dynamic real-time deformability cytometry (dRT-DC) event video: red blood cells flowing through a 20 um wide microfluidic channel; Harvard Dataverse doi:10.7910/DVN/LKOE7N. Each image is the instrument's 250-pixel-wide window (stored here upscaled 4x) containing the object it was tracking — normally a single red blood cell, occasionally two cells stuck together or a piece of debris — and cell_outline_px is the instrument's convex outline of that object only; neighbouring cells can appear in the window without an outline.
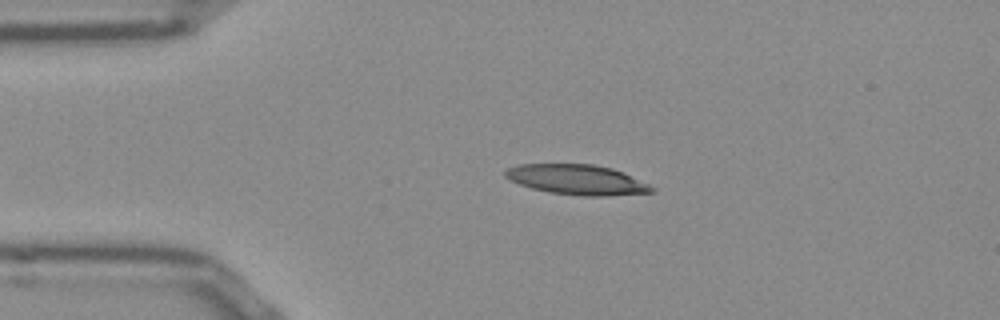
{"species": "Egyptian fruit bat (a non-hibernating species)", "species_latin": "Rousettus aegyptiacus", "temperature_condition": "room temperature", "stored_images_in_passage": 25, "camera_frame_rate_fps": 3000, "um_per_image_px": 0.085, "frame": {"image": 1, "passage_image": 1, "time_ms": 0.0, "image_size_px": [1000, 320], "cell_outline_px": [[656, 192], [604, 196], [580, 196], [548, 192], [532, 188], [508, 180], [504, 176], [504, 172], [508, 168], [520, 164], [592, 164], [612, 168], [624, 172], [656, 188]], "centroid_in_image_um": [49.06, 15.27], "position_along_channel_um": 35.9, "area_um2": 25.78}}
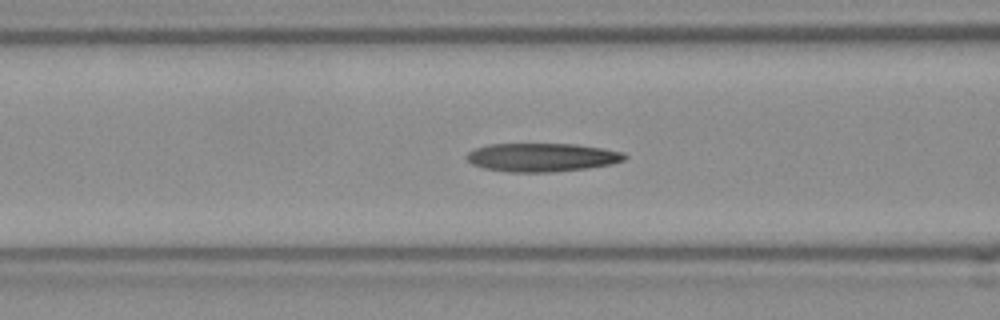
{"frame": {"image": 2, "passage_image": 10, "time_ms": 3.0, "image_size_px": [1000, 320], "cell_outline_px": [[628, 156], [624, 160], [612, 164], [588, 168], [552, 172], [508, 172], [484, 168], [472, 164], [464, 156], [468, 152], [476, 148], [488, 144], [576, 144], [624, 152]], "centroid_in_image_um": [46.06, 13.37], "position_along_channel_um": 120.5, "area_um2": 26.3}}
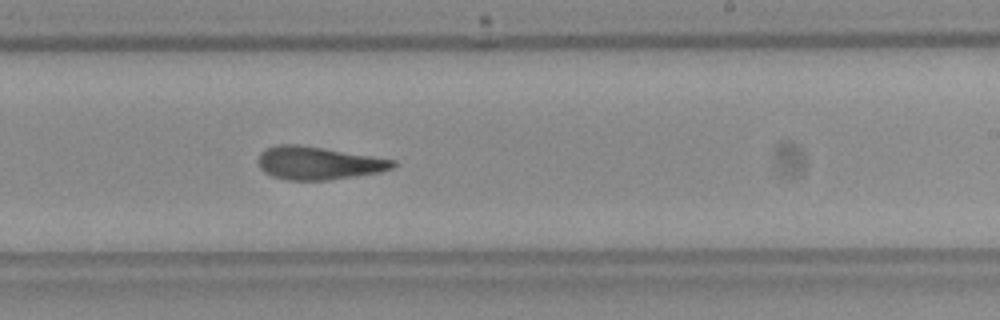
{"frame": {"image": 3, "passage_image": 21, "time_ms": 6.667, "image_size_px": [1000, 320], "cell_outline_px": [[396, 164], [392, 168], [380, 172], [328, 180], [288, 180], [272, 176], [264, 172], [260, 168], [256, 160], [260, 152], [276, 144], [296, 144], [372, 156], [396, 160]], "centroid_in_image_um": [27.01, 13.86], "position_along_channel_um": 262.0, "area_um2": 25.78}}